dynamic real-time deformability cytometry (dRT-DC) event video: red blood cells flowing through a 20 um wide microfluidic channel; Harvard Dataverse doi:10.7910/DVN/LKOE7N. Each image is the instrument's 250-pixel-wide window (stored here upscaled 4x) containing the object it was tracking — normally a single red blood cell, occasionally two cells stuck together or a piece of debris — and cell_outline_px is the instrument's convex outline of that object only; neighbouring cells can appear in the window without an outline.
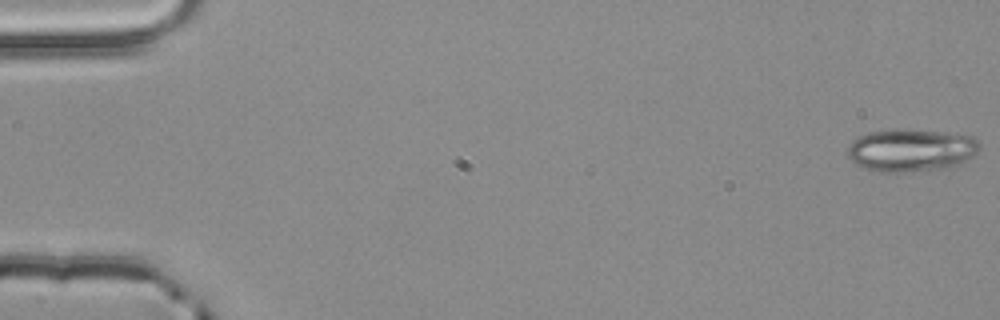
{"species": "common noctule bat (a hibernating species)", "species_latin": "Nyctalus noctula", "temperature_condition": "room temperature", "stored_images_in_passage": 4, "camera_frame_rate_fps": 3000, "um_per_image_px": 0.085, "animal": {"sex": "male", "body_mass_g": 20.4}, "frame": {"image": 1, "passage_image": 1, "time_ms": 0.0, "image_size_px": [1000, 320], "cell_outline_px": [[980, 148], [972, 156], [960, 164], [948, 168], [912, 172], [880, 172], [864, 168], [856, 164], [848, 156], [848, 148], [852, 140], [856, 136], [868, 132], [936, 132], [972, 136], [980, 144]], "centroid_in_image_um": [77.43, 12.82], "position_along_channel_um": 7.6, "area_um2": 31.96}}